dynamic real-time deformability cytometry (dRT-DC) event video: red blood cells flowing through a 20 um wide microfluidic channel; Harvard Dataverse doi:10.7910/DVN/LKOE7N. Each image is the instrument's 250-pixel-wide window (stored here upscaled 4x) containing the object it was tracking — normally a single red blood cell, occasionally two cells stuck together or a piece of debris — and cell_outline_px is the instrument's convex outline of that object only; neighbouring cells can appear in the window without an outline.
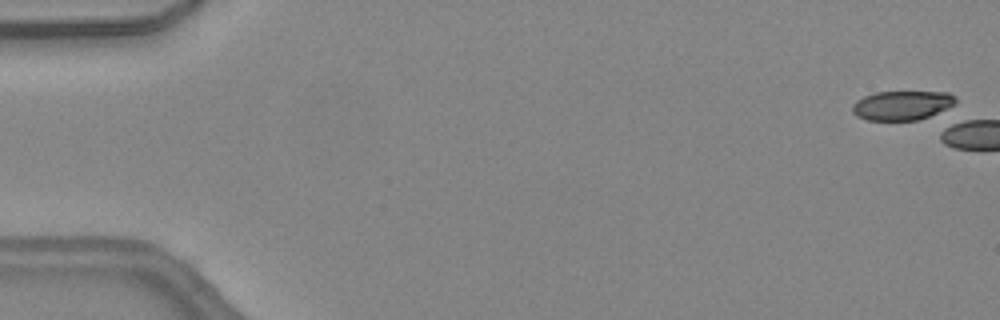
{"species": "common noctule bat (a hibernating species)", "species_latin": "Nyctalus noctula", "temperature_condition": "warm", "stored_images_in_passage": 4, "camera_frame_rate_fps": 3000, "um_per_image_px": 0.085, "animal": {"sex": "female", "body_mass_g": 24.6, "forearm_length_mm": 56.2}, "frame": {"image": 1, "passage_image": 2, "time_ms": 0.333, "image_size_px": [1000, 320], "cell_outline_px": [[956, 104], [928, 116], [916, 120], [868, 120], [856, 116], [852, 112], [852, 104], [856, 100], [864, 96], [876, 92], [948, 92], [956, 96]], "centroid_in_image_um": [76.65, 8.95], "position_along_channel_um": 8.3, "area_um2": 17.57}}